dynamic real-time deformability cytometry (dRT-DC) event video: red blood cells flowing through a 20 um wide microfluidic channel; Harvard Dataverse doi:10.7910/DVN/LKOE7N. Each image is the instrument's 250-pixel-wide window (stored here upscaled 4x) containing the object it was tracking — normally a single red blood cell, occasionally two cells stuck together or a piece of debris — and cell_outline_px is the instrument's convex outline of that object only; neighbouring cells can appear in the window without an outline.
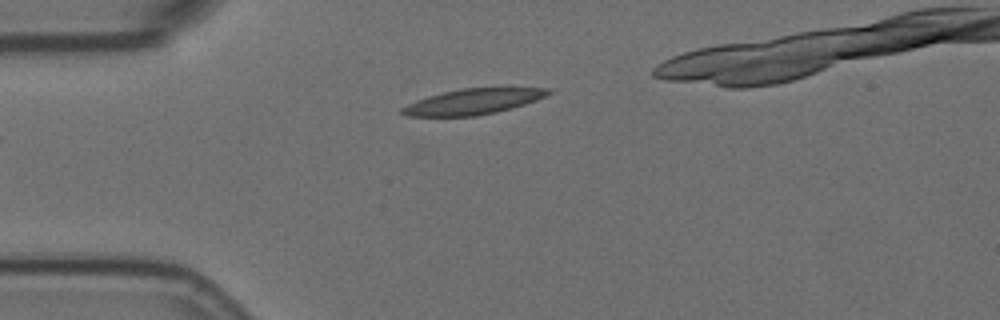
{"species": "Egyptian fruit bat (a non-hibernating species)", "species_latin": "Rousettus aegyptiacus", "temperature_condition": "room temperature", "stored_images_in_passage": 39, "camera_frame_rate_fps": 3000, "um_per_image_px": 0.085, "animal": {"sex": "female"}, "frame": {"image": 1, "passage_image": 1, "time_ms": 0.0, "image_size_px": [1000, 320], "cell_outline_px": [[552, 92], [536, 100], [512, 108], [496, 112], [476, 116], [408, 116], [400, 112], [400, 108], [416, 100], [428, 96], [460, 88], [548, 88]], "centroid_in_image_um": [40.18, 8.64], "position_along_channel_um": 44.8, "area_um2": 21.56}}
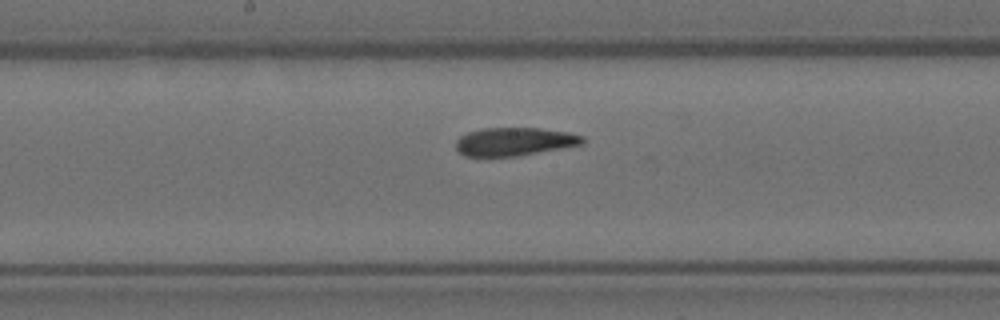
{"frame": {"image": 2, "passage_image": 16, "time_ms": 5.0, "image_size_px": [1000, 320], "cell_outline_px": [[584, 144], [516, 156], [464, 156], [456, 148], [456, 140], [460, 136], [468, 132], [484, 128], [540, 128], [568, 132], [584, 136]], "centroid_in_image_um": [43.73, 12.03], "position_along_channel_um": 204.5, "area_um2": 20.75}}
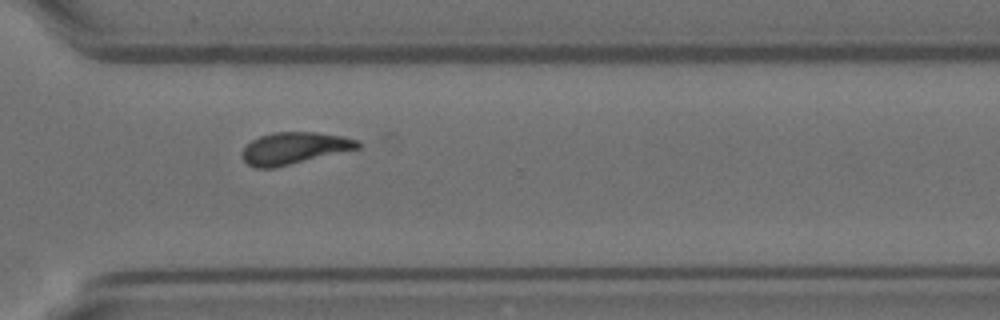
{"frame": {"image": 3, "passage_image": 28, "time_ms": 9.0, "image_size_px": [1000, 320], "cell_outline_px": [[360, 148], [276, 168], [256, 168], [248, 164], [240, 156], [240, 152], [252, 140], [260, 136], [272, 132], [316, 132], [340, 136], [360, 140]], "centroid_in_image_um": [24.99, 12.6], "position_along_channel_um": 345.6, "area_um2": 21.62}, "authors_computed_cell_mechanics": {"area_um2": 21.5594, "velocity_mm_per_s": 3.5338, "shape_relaxation_time_tau1_ms": 6.5749, "shape_relaxation_time_tau2_ms": 4.5441, "deformation_change_tau1": 0.1853, "deformation_change_tau2": 0.0959}}